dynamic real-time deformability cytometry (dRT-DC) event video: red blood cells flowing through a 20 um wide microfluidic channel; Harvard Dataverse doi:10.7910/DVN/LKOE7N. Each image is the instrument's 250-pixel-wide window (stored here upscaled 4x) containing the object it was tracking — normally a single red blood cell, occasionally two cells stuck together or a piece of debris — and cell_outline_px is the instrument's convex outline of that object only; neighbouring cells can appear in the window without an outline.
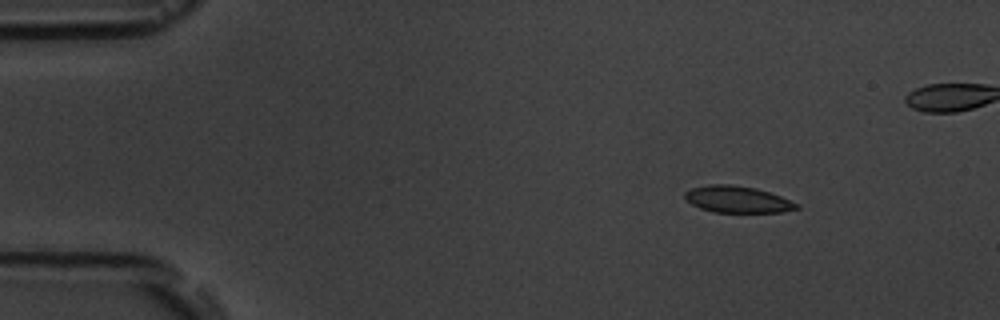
{"species": "common noctule bat (a hibernating species)", "species_latin": "Nyctalus noctula", "temperature_condition": "room temperature", "stored_images_in_passage": 7, "camera_frame_rate_fps": 3000, "um_per_image_px": 0.085, "animal": {"sex": "male", "body_mass_g": 19.5, "forearm_length_mm": 54.6}, "frame": {"image": 1, "passage_image": 2, "time_ms": 1.0, "image_size_px": [1000, 320], "cell_outline_px": [[800, 208], [784, 212], [712, 212], [700, 208], [692, 204], [684, 196], [684, 192], [692, 188], [712, 184], [732, 184], [756, 188], [780, 196], [800, 204]], "centroid_in_image_um": [62.71, 16.95], "position_along_channel_um": 22.3, "area_um2": 17.34}}
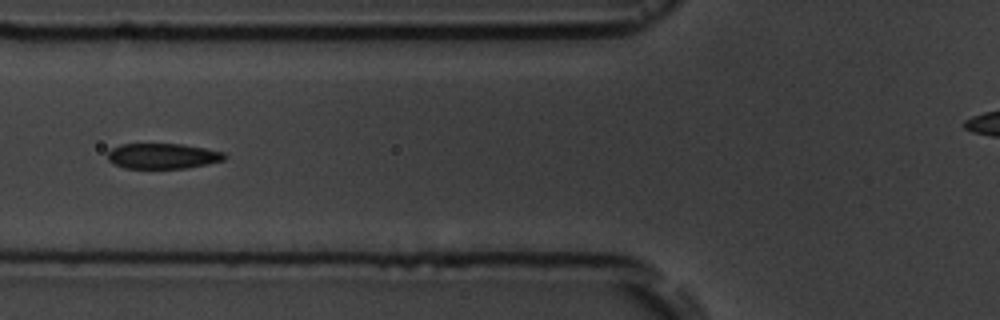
{"frame": {"image": 2, "passage_image": 6, "time_ms": 5.667, "image_size_px": [1000, 320], "cell_outline_px": [[228, 156], [224, 160], [208, 164], [184, 168], [124, 168], [112, 164], [108, 160], [108, 152], [112, 148], [120, 144], [184, 144], [224, 152]], "centroid_in_image_um": [13.83, 13.26], "position_along_channel_um": 112.0, "area_um2": 17.4}}
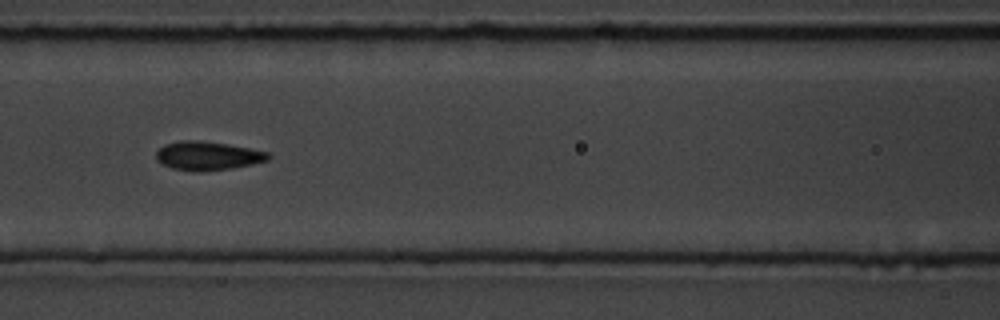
{"frame": {"image": 3, "passage_image": 7, "time_ms": 6.667, "image_size_px": [1000, 320], "cell_outline_px": [[272, 156], [268, 160], [252, 164], [232, 168], [200, 172], [172, 168], [160, 164], [156, 160], [156, 152], [164, 144], [180, 140], [200, 140], [228, 144], [268, 152]], "centroid_in_image_um": [17.62, 13.24], "position_along_channel_um": 149.0, "area_um2": 18.9}}